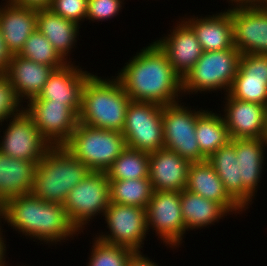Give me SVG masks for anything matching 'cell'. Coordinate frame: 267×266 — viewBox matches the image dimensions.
Returning a JSON list of instances; mask_svg holds the SVG:
<instances>
[{
  "mask_svg": "<svg viewBox=\"0 0 267 266\" xmlns=\"http://www.w3.org/2000/svg\"><path fill=\"white\" fill-rule=\"evenodd\" d=\"M91 170L64 146H52L36 164L31 194L45 202L64 204L68 193Z\"/></svg>",
  "mask_w": 267,
  "mask_h": 266,
  "instance_id": "obj_4",
  "label": "cell"
},
{
  "mask_svg": "<svg viewBox=\"0 0 267 266\" xmlns=\"http://www.w3.org/2000/svg\"><path fill=\"white\" fill-rule=\"evenodd\" d=\"M221 111L230 139L265 138L267 106L225 96Z\"/></svg>",
  "mask_w": 267,
  "mask_h": 266,
  "instance_id": "obj_15",
  "label": "cell"
},
{
  "mask_svg": "<svg viewBox=\"0 0 267 266\" xmlns=\"http://www.w3.org/2000/svg\"><path fill=\"white\" fill-rule=\"evenodd\" d=\"M18 55L35 63L52 66L54 69L61 68L67 64L37 28L26 40Z\"/></svg>",
  "mask_w": 267,
  "mask_h": 266,
  "instance_id": "obj_32",
  "label": "cell"
},
{
  "mask_svg": "<svg viewBox=\"0 0 267 266\" xmlns=\"http://www.w3.org/2000/svg\"><path fill=\"white\" fill-rule=\"evenodd\" d=\"M228 93L238 100L267 106V55L242 54Z\"/></svg>",
  "mask_w": 267,
  "mask_h": 266,
  "instance_id": "obj_17",
  "label": "cell"
},
{
  "mask_svg": "<svg viewBox=\"0 0 267 266\" xmlns=\"http://www.w3.org/2000/svg\"><path fill=\"white\" fill-rule=\"evenodd\" d=\"M2 218L4 224L7 222L8 227L26 239H34V242L37 239L49 246L56 247V244L70 238L73 240L80 234L69 220L63 204L45 202L32 194L9 199L3 205Z\"/></svg>",
  "mask_w": 267,
  "mask_h": 266,
  "instance_id": "obj_2",
  "label": "cell"
},
{
  "mask_svg": "<svg viewBox=\"0 0 267 266\" xmlns=\"http://www.w3.org/2000/svg\"><path fill=\"white\" fill-rule=\"evenodd\" d=\"M87 7L88 0H52L49 9L65 19L82 25L86 19Z\"/></svg>",
  "mask_w": 267,
  "mask_h": 266,
  "instance_id": "obj_35",
  "label": "cell"
},
{
  "mask_svg": "<svg viewBox=\"0 0 267 266\" xmlns=\"http://www.w3.org/2000/svg\"><path fill=\"white\" fill-rule=\"evenodd\" d=\"M75 62L54 69L38 97L31 100L66 103L79 115L83 87L92 73L82 70L79 65H75Z\"/></svg>",
  "mask_w": 267,
  "mask_h": 266,
  "instance_id": "obj_16",
  "label": "cell"
},
{
  "mask_svg": "<svg viewBox=\"0 0 267 266\" xmlns=\"http://www.w3.org/2000/svg\"><path fill=\"white\" fill-rule=\"evenodd\" d=\"M53 70L52 66L35 63L16 54L12 55L5 75L19 100L26 103V100L38 97Z\"/></svg>",
  "mask_w": 267,
  "mask_h": 266,
  "instance_id": "obj_23",
  "label": "cell"
},
{
  "mask_svg": "<svg viewBox=\"0 0 267 266\" xmlns=\"http://www.w3.org/2000/svg\"><path fill=\"white\" fill-rule=\"evenodd\" d=\"M11 57L12 54L8 51L0 30V74H5L7 72Z\"/></svg>",
  "mask_w": 267,
  "mask_h": 266,
  "instance_id": "obj_38",
  "label": "cell"
},
{
  "mask_svg": "<svg viewBox=\"0 0 267 266\" xmlns=\"http://www.w3.org/2000/svg\"><path fill=\"white\" fill-rule=\"evenodd\" d=\"M3 230L4 229H2V225L0 224V266H8L10 264H8V262L6 261V253H7L6 239L4 238L5 236L3 235V232L6 231Z\"/></svg>",
  "mask_w": 267,
  "mask_h": 266,
  "instance_id": "obj_40",
  "label": "cell"
},
{
  "mask_svg": "<svg viewBox=\"0 0 267 266\" xmlns=\"http://www.w3.org/2000/svg\"><path fill=\"white\" fill-rule=\"evenodd\" d=\"M130 102L115 76L102 78L93 73L83 87L78 121L95 128L122 132Z\"/></svg>",
  "mask_w": 267,
  "mask_h": 266,
  "instance_id": "obj_3",
  "label": "cell"
},
{
  "mask_svg": "<svg viewBox=\"0 0 267 266\" xmlns=\"http://www.w3.org/2000/svg\"><path fill=\"white\" fill-rule=\"evenodd\" d=\"M235 146L237 160H239V178L243 188L253 197L260 187L265 163V138L231 139ZM256 193V194H255Z\"/></svg>",
  "mask_w": 267,
  "mask_h": 266,
  "instance_id": "obj_24",
  "label": "cell"
},
{
  "mask_svg": "<svg viewBox=\"0 0 267 266\" xmlns=\"http://www.w3.org/2000/svg\"><path fill=\"white\" fill-rule=\"evenodd\" d=\"M146 217L148 234L152 229L158 240L172 250L182 245L187 233L179 191H153L146 208Z\"/></svg>",
  "mask_w": 267,
  "mask_h": 266,
  "instance_id": "obj_11",
  "label": "cell"
},
{
  "mask_svg": "<svg viewBox=\"0 0 267 266\" xmlns=\"http://www.w3.org/2000/svg\"><path fill=\"white\" fill-rule=\"evenodd\" d=\"M110 203L147 208L153 194L149 178L109 181Z\"/></svg>",
  "mask_w": 267,
  "mask_h": 266,
  "instance_id": "obj_30",
  "label": "cell"
},
{
  "mask_svg": "<svg viewBox=\"0 0 267 266\" xmlns=\"http://www.w3.org/2000/svg\"><path fill=\"white\" fill-rule=\"evenodd\" d=\"M2 209H3V205L0 203V224H2Z\"/></svg>",
  "mask_w": 267,
  "mask_h": 266,
  "instance_id": "obj_43",
  "label": "cell"
},
{
  "mask_svg": "<svg viewBox=\"0 0 267 266\" xmlns=\"http://www.w3.org/2000/svg\"><path fill=\"white\" fill-rule=\"evenodd\" d=\"M253 7L258 9H267V0H258Z\"/></svg>",
  "mask_w": 267,
  "mask_h": 266,
  "instance_id": "obj_42",
  "label": "cell"
},
{
  "mask_svg": "<svg viewBox=\"0 0 267 266\" xmlns=\"http://www.w3.org/2000/svg\"><path fill=\"white\" fill-rule=\"evenodd\" d=\"M103 217L109 231L97 233L96 238L110 245L127 247L134 252L143 250L148 234L145 208L110 203Z\"/></svg>",
  "mask_w": 267,
  "mask_h": 266,
  "instance_id": "obj_10",
  "label": "cell"
},
{
  "mask_svg": "<svg viewBox=\"0 0 267 266\" xmlns=\"http://www.w3.org/2000/svg\"><path fill=\"white\" fill-rule=\"evenodd\" d=\"M125 64L115 77L132 101L161 106L182 101V78L155 41L136 52Z\"/></svg>",
  "mask_w": 267,
  "mask_h": 266,
  "instance_id": "obj_1",
  "label": "cell"
},
{
  "mask_svg": "<svg viewBox=\"0 0 267 266\" xmlns=\"http://www.w3.org/2000/svg\"><path fill=\"white\" fill-rule=\"evenodd\" d=\"M181 210L186 231L203 229L215 225L220 219L231 215L220 203L192 193L187 189L180 192Z\"/></svg>",
  "mask_w": 267,
  "mask_h": 266,
  "instance_id": "obj_28",
  "label": "cell"
},
{
  "mask_svg": "<svg viewBox=\"0 0 267 266\" xmlns=\"http://www.w3.org/2000/svg\"><path fill=\"white\" fill-rule=\"evenodd\" d=\"M186 189L203 198L220 203L232 215L237 216L245 211L225 190L218 174L207 159L190 163Z\"/></svg>",
  "mask_w": 267,
  "mask_h": 266,
  "instance_id": "obj_20",
  "label": "cell"
},
{
  "mask_svg": "<svg viewBox=\"0 0 267 266\" xmlns=\"http://www.w3.org/2000/svg\"><path fill=\"white\" fill-rule=\"evenodd\" d=\"M122 133L128 148L148 153L163 149L162 106L131 100Z\"/></svg>",
  "mask_w": 267,
  "mask_h": 266,
  "instance_id": "obj_9",
  "label": "cell"
},
{
  "mask_svg": "<svg viewBox=\"0 0 267 266\" xmlns=\"http://www.w3.org/2000/svg\"><path fill=\"white\" fill-rule=\"evenodd\" d=\"M87 266H127L134 253L127 247L110 245L94 236Z\"/></svg>",
  "mask_w": 267,
  "mask_h": 266,
  "instance_id": "obj_33",
  "label": "cell"
},
{
  "mask_svg": "<svg viewBox=\"0 0 267 266\" xmlns=\"http://www.w3.org/2000/svg\"><path fill=\"white\" fill-rule=\"evenodd\" d=\"M36 28L48 39L66 63H73L70 54L79 40L80 25L53 13L50 9L37 10ZM69 56V57H68Z\"/></svg>",
  "mask_w": 267,
  "mask_h": 266,
  "instance_id": "obj_25",
  "label": "cell"
},
{
  "mask_svg": "<svg viewBox=\"0 0 267 266\" xmlns=\"http://www.w3.org/2000/svg\"><path fill=\"white\" fill-rule=\"evenodd\" d=\"M36 164L0 152V203L23 194H31Z\"/></svg>",
  "mask_w": 267,
  "mask_h": 266,
  "instance_id": "obj_26",
  "label": "cell"
},
{
  "mask_svg": "<svg viewBox=\"0 0 267 266\" xmlns=\"http://www.w3.org/2000/svg\"><path fill=\"white\" fill-rule=\"evenodd\" d=\"M228 1V0H227ZM258 0H229L230 7L253 6Z\"/></svg>",
  "mask_w": 267,
  "mask_h": 266,
  "instance_id": "obj_41",
  "label": "cell"
},
{
  "mask_svg": "<svg viewBox=\"0 0 267 266\" xmlns=\"http://www.w3.org/2000/svg\"><path fill=\"white\" fill-rule=\"evenodd\" d=\"M190 162L165 148L149 153V179L154 191L186 189Z\"/></svg>",
  "mask_w": 267,
  "mask_h": 266,
  "instance_id": "obj_19",
  "label": "cell"
},
{
  "mask_svg": "<svg viewBox=\"0 0 267 266\" xmlns=\"http://www.w3.org/2000/svg\"><path fill=\"white\" fill-rule=\"evenodd\" d=\"M221 114L205 108L197 117L196 140L206 159L231 140Z\"/></svg>",
  "mask_w": 267,
  "mask_h": 266,
  "instance_id": "obj_29",
  "label": "cell"
},
{
  "mask_svg": "<svg viewBox=\"0 0 267 266\" xmlns=\"http://www.w3.org/2000/svg\"><path fill=\"white\" fill-rule=\"evenodd\" d=\"M241 55L235 47L203 52L182 78L183 97L198 92L218 93L223 90L224 94L228 93L237 74Z\"/></svg>",
  "mask_w": 267,
  "mask_h": 266,
  "instance_id": "obj_5",
  "label": "cell"
},
{
  "mask_svg": "<svg viewBox=\"0 0 267 266\" xmlns=\"http://www.w3.org/2000/svg\"><path fill=\"white\" fill-rule=\"evenodd\" d=\"M172 30L155 41L165 52L174 70L183 78L203 54L193 29L180 18Z\"/></svg>",
  "mask_w": 267,
  "mask_h": 266,
  "instance_id": "obj_18",
  "label": "cell"
},
{
  "mask_svg": "<svg viewBox=\"0 0 267 266\" xmlns=\"http://www.w3.org/2000/svg\"><path fill=\"white\" fill-rule=\"evenodd\" d=\"M233 44L241 54L267 55V9L230 7Z\"/></svg>",
  "mask_w": 267,
  "mask_h": 266,
  "instance_id": "obj_14",
  "label": "cell"
},
{
  "mask_svg": "<svg viewBox=\"0 0 267 266\" xmlns=\"http://www.w3.org/2000/svg\"><path fill=\"white\" fill-rule=\"evenodd\" d=\"M124 4V0H88L86 21H108L121 12Z\"/></svg>",
  "mask_w": 267,
  "mask_h": 266,
  "instance_id": "obj_36",
  "label": "cell"
},
{
  "mask_svg": "<svg viewBox=\"0 0 267 266\" xmlns=\"http://www.w3.org/2000/svg\"><path fill=\"white\" fill-rule=\"evenodd\" d=\"M182 19L193 29L204 52L234 48L233 25L228 9L217 14Z\"/></svg>",
  "mask_w": 267,
  "mask_h": 266,
  "instance_id": "obj_21",
  "label": "cell"
},
{
  "mask_svg": "<svg viewBox=\"0 0 267 266\" xmlns=\"http://www.w3.org/2000/svg\"><path fill=\"white\" fill-rule=\"evenodd\" d=\"M24 106L41 135L51 146H64L76 129L78 115L66 104L30 100Z\"/></svg>",
  "mask_w": 267,
  "mask_h": 266,
  "instance_id": "obj_13",
  "label": "cell"
},
{
  "mask_svg": "<svg viewBox=\"0 0 267 266\" xmlns=\"http://www.w3.org/2000/svg\"><path fill=\"white\" fill-rule=\"evenodd\" d=\"M185 105L179 101L162 106L164 148L176 152L190 163L202 162L206 158L200 153L195 129L197 117L204 110H191V106Z\"/></svg>",
  "mask_w": 267,
  "mask_h": 266,
  "instance_id": "obj_8",
  "label": "cell"
},
{
  "mask_svg": "<svg viewBox=\"0 0 267 266\" xmlns=\"http://www.w3.org/2000/svg\"><path fill=\"white\" fill-rule=\"evenodd\" d=\"M6 122L7 128L2 131L4 135L0 136V152L38 164L52 146L41 135L32 118L23 110Z\"/></svg>",
  "mask_w": 267,
  "mask_h": 266,
  "instance_id": "obj_12",
  "label": "cell"
},
{
  "mask_svg": "<svg viewBox=\"0 0 267 266\" xmlns=\"http://www.w3.org/2000/svg\"><path fill=\"white\" fill-rule=\"evenodd\" d=\"M23 106L7 76L0 74V126L10 117L20 114Z\"/></svg>",
  "mask_w": 267,
  "mask_h": 266,
  "instance_id": "obj_34",
  "label": "cell"
},
{
  "mask_svg": "<svg viewBox=\"0 0 267 266\" xmlns=\"http://www.w3.org/2000/svg\"><path fill=\"white\" fill-rule=\"evenodd\" d=\"M71 223L81 233L96 216H104L110 205V188L106 172L91 171L68 193L63 204Z\"/></svg>",
  "mask_w": 267,
  "mask_h": 266,
  "instance_id": "obj_7",
  "label": "cell"
},
{
  "mask_svg": "<svg viewBox=\"0 0 267 266\" xmlns=\"http://www.w3.org/2000/svg\"><path fill=\"white\" fill-rule=\"evenodd\" d=\"M109 181L149 177V153L126 147L105 171Z\"/></svg>",
  "mask_w": 267,
  "mask_h": 266,
  "instance_id": "obj_31",
  "label": "cell"
},
{
  "mask_svg": "<svg viewBox=\"0 0 267 266\" xmlns=\"http://www.w3.org/2000/svg\"><path fill=\"white\" fill-rule=\"evenodd\" d=\"M267 117V116H266ZM265 139L267 140V118H266V132H265Z\"/></svg>",
  "mask_w": 267,
  "mask_h": 266,
  "instance_id": "obj_44",
  "label": "cell"
},
{
  "mask_svg": "<svg viewBox=\"0 0 267 266\" xmlns=\"http://www.w3.org/2000/svg\"><path fill=\"white\" fill-rule=\"evenodd\" d=\"M64 147L91 171L105 172L127 144L122 132L78 122Z\"/></svg>",
  "mask_w": 267,
  "mask_h": 266,
  "instance_id": "obj_6",
  "label": "cell"
},
{
  "mask_svg": "<svg viewBox=\"0 0 267 266\" xmlns=\"http://www.w3.org/2000/svg\"><path fill=\"white\" fill-rule=\"evenodd\" d=\"M207 160L222 181L228 194L246 211L253 203V197L243 188L239 178V160L235 146L229 141L219 148Z\"/></svg>",
  "mask_w": 267,
  "mask_h": 266,
  "instance_id": "obj_27",
  "label": "cell"
},
{
  "mask_svg": "<svg viewBox=\"0 0 267 266\" xmlns=\"http://www.w3.org/2000/svg\"><path fill=\"white\" fill-rule=\"evenodd\" d=\"M127 266H159L143 252H134L128 260Z\"/></svg>",
  "mask_w": 267,
  "mask_h": 266,
  "instance_id": "obj_39",
  "label": "cell"
},
{
  "mask_svg": "<svg viewBox=\"0 0 267 266\" xmlns=\"http://www.w3.org/2000/svg\"><path fill=\"white\" fill-rule=\"evenodd\" d=\"M2 1L5 2L0 5V30L8 51L16 55L36 30L37 10Z\"/></svg>",
  "mask_w": 267,
  "mask_h": 266,
  "instance_id": "obj_22",
  "label": "cell"
},
{
  "mask_svg": "<svg viewBox=\"0 0 267 266\" xmlns=\"http://www.w3.org/2000/svg\"><path fill=\"white\" fill-rule=\"evenodd\" d=\"M11 4L32 9H49L52 0H7Z\"/></svg>",
  "mask_w": 267,
  "mask_h": 266,
  "instance_id": "obj_37",
  "label": "cell"
}]
</instances>
